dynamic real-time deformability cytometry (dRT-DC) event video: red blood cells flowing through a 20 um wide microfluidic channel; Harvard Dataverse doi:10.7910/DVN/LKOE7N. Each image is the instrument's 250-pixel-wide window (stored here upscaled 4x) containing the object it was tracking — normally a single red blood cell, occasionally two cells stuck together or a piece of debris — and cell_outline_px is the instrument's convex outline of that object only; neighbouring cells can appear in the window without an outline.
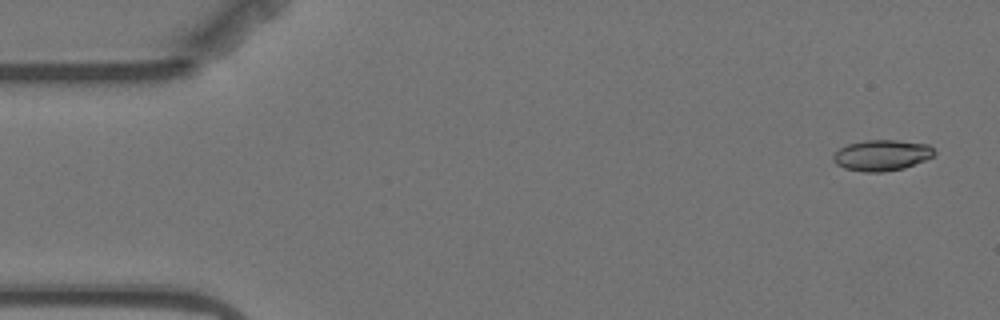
{"species": "Egyptian fruit bat (a non-hibernating species)", "species_latin": "Rousettus aegyptiacus", "temperature_condition": "warm", "stored_images_in_passage": 6, "camera_frame_rate_fps": 3000, "um_per_image_px": 0.085, "animal": {"sex": "female"}, "frame": {"image": 1, "passage_image": 1, "time_ms": 0.0, "image_size_px": [1000, 320], "cell_outline_px": [[936, 152], [932, 156], [924, 160], [904, 168], [884, 172], [864, 172], [844, 168], [836, 164], [832, 160], [832, 156], [840, 148], [848, 144], [864, 140], [896, 140], [928, 144]], "centroid_in_image_um": [74.92, 13.2], "position_along_channel_um": 10.1, "area_um2": 18.15}}
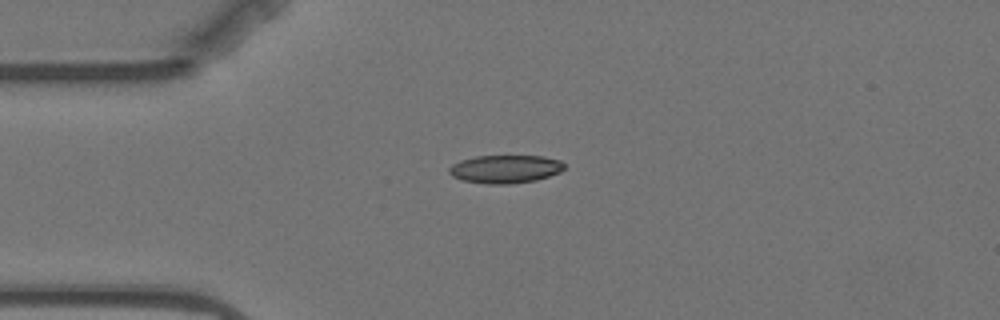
{"frame": {"image": 2, "passage_image": 4, "time_ms": 3.667, "image_size_px": [1000, 320], "cell_outline_px": [[564, 168], [560, 172], [536, 180], [508, 184], [488, 184], [460, 180], [452, 176], [448, 172], [448, 168], [452, 164], [460, 160], [476, 156], [544, 156], [560, 160], [564, 164]], "centroid_in_image_um": [42.91, 14.37], "position_along_channel_um": 42.1, "area_um2": 18.96}}
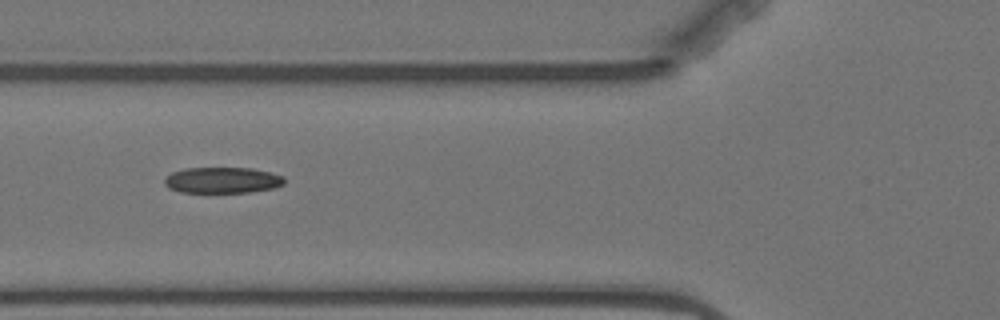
{"frame": {"image": 3, "passage_image": 6, "time_ms": 6.0, "image_size_px": [1000, 320], "cell_outline_px": [[284, 184], [272, 188], [248, 192], [180, 192], [168, 188], [164, 184], [164, 180], [172, 172], [184, 168], [252, 168], [284, 176]], "centroid_in_image_um": [18.88, 15.31], "position_along_channel_um": 106.9, "area_um2": 18.03}}